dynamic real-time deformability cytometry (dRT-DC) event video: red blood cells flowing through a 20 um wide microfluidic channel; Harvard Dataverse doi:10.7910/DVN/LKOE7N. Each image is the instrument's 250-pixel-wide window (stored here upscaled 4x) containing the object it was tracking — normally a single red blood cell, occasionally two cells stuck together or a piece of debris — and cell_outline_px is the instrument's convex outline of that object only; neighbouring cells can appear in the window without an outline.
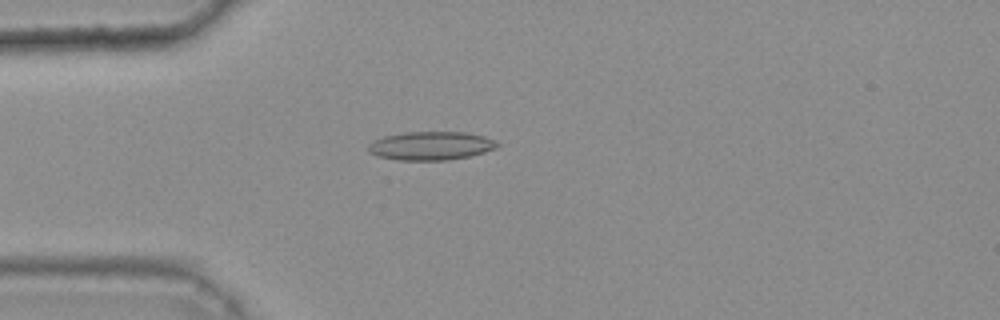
{"species": "common noctule bat (a hibernating species)", "species_latin": "Nyctalus noctula", "temperature_condition": "warm", "stored_images_in_passage": 35, "camera_frame_rate_fps": 3000, "um_per_image_px": 0.085, "animal": {"sex": "female", "body_mass_g": 25.1}, "frame": {"image": 1, "passage_image": 2, "time_ms": 0.333, "image_size_px": [1000, 320], "cell_outline_px": [[500, 144], [496, 148], [484, 152], [468, 156], [448, 160], [396, 160], [380, 156], [368, 152], [368, 144], [372, 140], [384, 136], [404, 132], [464, 132], [484, 136]], "centroid_in_image_um": [36.59, 12.39], "position_along_channel_um": 48.4, "area_um2": 21.39}}
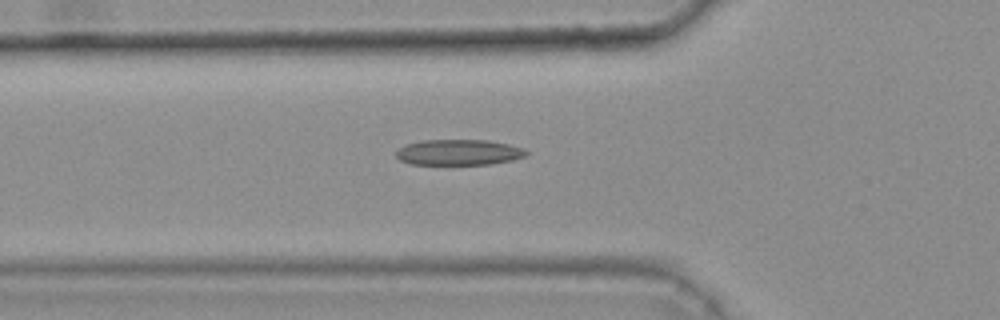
{"frame": {"image": 2, "passage_image": 6, "time_ms": 1.667, "image_size_px": [1000, 320], "cell_outline_px": [[528, 152], [524, 156], [512, 160], [488, 164], [412, 164], [400, 160], [396, 156], [396, 152], [404, 144], [420, 140], [488, 140], [508, 144], [524, 148]], "centroid_in_image_um": [38.97, 12.94], "position_along_channel_um": 86.8, "area_um2": 19.42}}
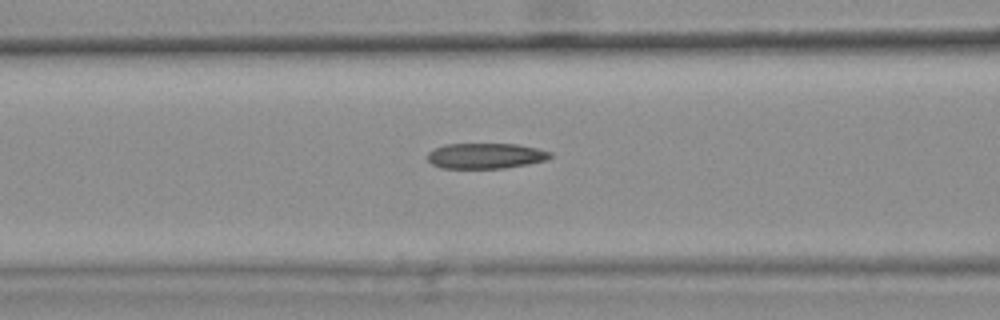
{"frame": {"image": 3, "passage_image": 9, "time_ms": 2.667, "image_size_px": [1000, 320], "cell_outline_px": [[552, 156], [544, 160], [528, 164], [504, 168], [440, 168], [432, 164], [428, 160], [428, 152], [444, 144], [516, 144], [536, 148], [552, 152]], "centroid_in_image_um": [41.26, 13.25], "position_along_channel_um": 125.3, "area_um2": 18.15}, "authors_computed_cell_mechanics": {"area_um2": 18.785, "velocity_mm_per_s": 3.7934, "shape_relaxation_time_tau1_ms": null, "shape_relaxation_time_tau2_ms": 3.1476, "deformation_change_tau1": null, "deformation_change_tau2": 0.125}}